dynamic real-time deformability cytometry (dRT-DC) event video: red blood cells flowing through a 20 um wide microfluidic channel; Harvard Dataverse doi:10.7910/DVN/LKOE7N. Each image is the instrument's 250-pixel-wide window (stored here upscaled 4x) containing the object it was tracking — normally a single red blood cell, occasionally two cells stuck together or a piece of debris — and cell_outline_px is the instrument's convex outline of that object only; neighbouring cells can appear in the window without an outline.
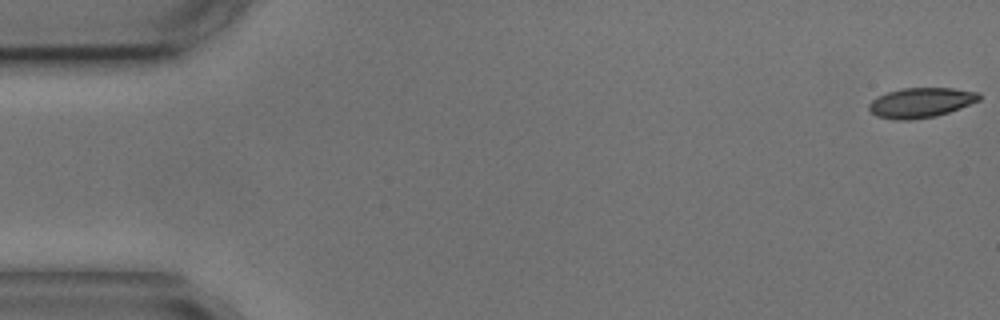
{"species": "common noctule bat (a hibernating species)", "species_latin": "Nyctalus noctula", "temperature_condition": "cold", "stored_images_in_passage": 7, "segment_of_instrument_passage": [1, 2], "camera_frame_rate_fps": 3000, "um_per_image_px": 0.085, "animal": {"sex": "male", "body_mass_g": 17.9, "forearm_length_mm": 54.2}, "frame": {"image": 1, "passage_image": 1, "time_ms": 0.0, "image_size_px": [1000, 320], "cell_outline_px": [[980, 100], [960, 108], [936, 116], [912, 120], [896, 120], [876, 116], [868, 108], [868, 104], [872, 100], [888, 92], [904, 88], [952, 88], [980, 92]], "centroid_in_image_um": [78.28, 8.73], "position_along_channel_um": 6.7, "area_um2": 19.13}}